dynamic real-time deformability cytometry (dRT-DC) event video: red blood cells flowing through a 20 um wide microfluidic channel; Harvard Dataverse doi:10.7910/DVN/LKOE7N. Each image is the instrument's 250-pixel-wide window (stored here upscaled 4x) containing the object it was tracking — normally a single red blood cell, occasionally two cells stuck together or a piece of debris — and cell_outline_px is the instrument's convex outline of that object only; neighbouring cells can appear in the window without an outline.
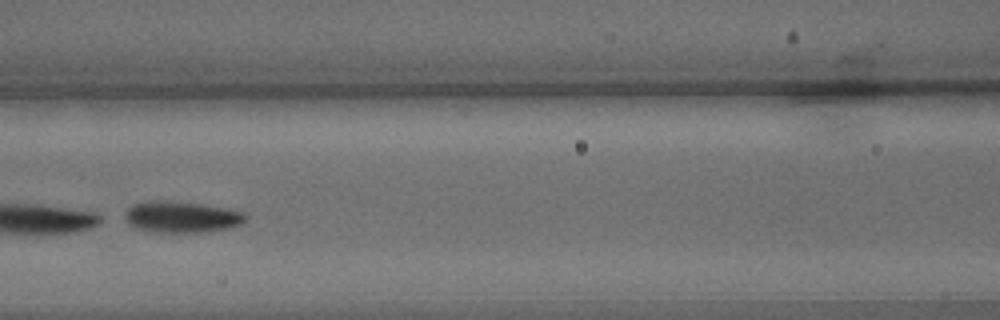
{"species": "common noctule bat (a hibernating species)", "species_latin": "Nyctalus noctula", "temperature_condition": "warm", "stored_images_in_passage": 33, "camera_frame_rate_fps": 3000, "um_per_image_px": 0.085, "animal": {"sex": "male", "body_mass_g": 15.6}, "frame": {"image": 1, "passage_image": 10, "time_ms": 3.0, "image_size_px": [1000, 320], "cell_outline_px": [[248, 216], [240, 224], [228, 228], [208, 232], [148, 232], [136, 228], [128, 224], [124, 216], [124, 212], [132, 204], [148, 200], [200, 204], [224, 208], [244, 212]], "centroid_in_image_um": [15.38, 18.45], "position_along_channel_um": 151.2, "area_um2": 21.96}, "authors_computed_cell_mechanics": {"area_um2": 20.23, "velocity_mm_per_s": 3.7589, "shape_relaxation_time_tau1_ms": 1.9742, "shape_relaxation_time_tau2_ms": 2.5542, "deformation_change_tau1": 0.1237, "deformation_change_tau2": 0.0784}}